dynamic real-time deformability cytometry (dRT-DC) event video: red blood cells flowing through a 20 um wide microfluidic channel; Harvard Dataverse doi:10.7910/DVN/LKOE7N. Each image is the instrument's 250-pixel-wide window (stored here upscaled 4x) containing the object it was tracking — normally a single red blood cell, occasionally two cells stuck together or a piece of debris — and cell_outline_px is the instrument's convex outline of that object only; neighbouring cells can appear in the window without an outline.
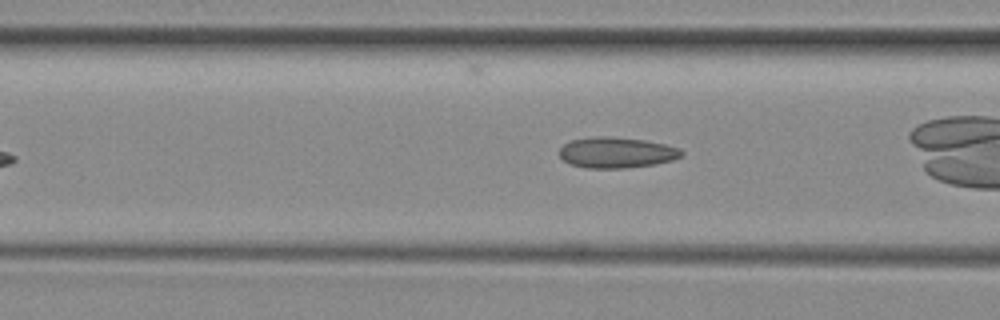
{"species": "common noctule bat (a hibernating species)", "species_latin": "Nyctalus noctula", "temperature_condition": "room temperature", "stored_images_in_passage": 8, "camera_frame_rate_fps": 3000, "um_per_image_px": 0.085, "animal": {"sex": "female", "body_mass_g": 29.2, "forearm_length_mm": 56.3}, "frame": {"image": 1, "passage_image": 5, "time_ms": 1.333, "image_size_px": [1000, 320], "cell_outline_px": [[684, 152], [680, 156], [672, 160], [656, 164], [624, 168], [584, 168], [572, 164], [564, 160], [560, 156], [560, 148], [564, 144], [572, 140], [596, 136], [612, 136], [644, 140], [664, 144], [680, 148]], "centroid_in_image_um": [52.41, 12.96], "position_along_channel_um": 114.2, "area_um2": 21.85}}